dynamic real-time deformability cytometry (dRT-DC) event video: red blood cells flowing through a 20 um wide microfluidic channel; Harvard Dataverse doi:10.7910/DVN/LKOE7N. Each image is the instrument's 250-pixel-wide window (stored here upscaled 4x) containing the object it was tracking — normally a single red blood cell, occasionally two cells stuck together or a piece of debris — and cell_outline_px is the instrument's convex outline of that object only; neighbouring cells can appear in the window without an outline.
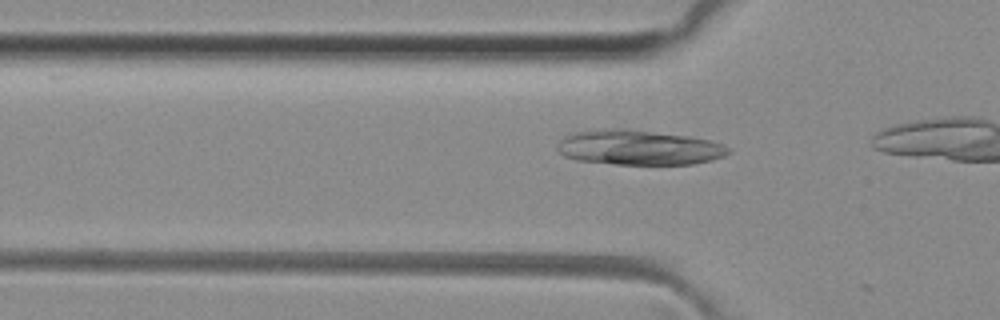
{"species": "common noctule bat (a hibernating species)", "species_latin": "Nyctalus noctula", "temperature_condition": "room temperature", "stored_images_in_passage": 11, "camera_frame_rate_fps": 3000, "um_per_image_px": 0.085, "animal": {"sex": "female", "body_mass_g": 29.2, "forearm_length_mm": 56.3}, "frame": {"image": 1, "passage_image": 8, "time_ms": 2.333, "image_size_px": [1000, 320], "cell_outline_px": [[732, 152], [724, 156], [712, 160], [692, 164], [616, 164], [576, 160], [564, 156], [556, 148], [560, 140], [564, 136], [572, 132], [592, 128], [620, 128], [688, 136], [708, 140], [720, 144], [728, 148]], "centroid_in_image_um": [54.22, 12.53], "position_along_channel_um": 71.6, "area_um2": 34.91}}